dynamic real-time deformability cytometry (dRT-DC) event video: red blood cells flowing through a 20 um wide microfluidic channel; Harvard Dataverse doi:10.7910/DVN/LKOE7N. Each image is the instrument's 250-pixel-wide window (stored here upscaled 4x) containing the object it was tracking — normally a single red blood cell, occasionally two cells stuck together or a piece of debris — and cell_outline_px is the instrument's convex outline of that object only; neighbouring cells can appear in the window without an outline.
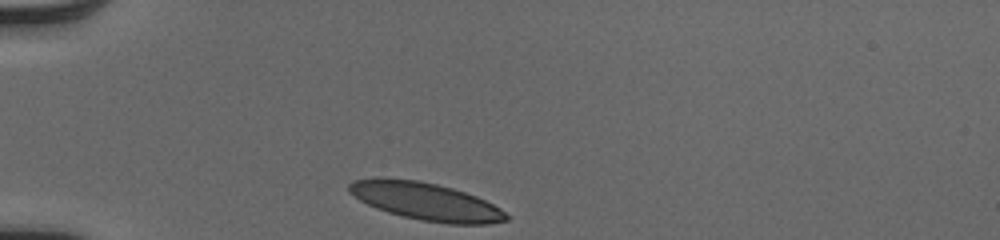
{"species": "human", "species_latin": "Homo sapiens", "temperature_condition": "cold", "stored_images_in_passage": 30, "camera_frame_rate_fps": 3000, "um_per_image_px": 0.085, "donor": {"sex": "male"}, "frame": {"image": 1, "passage_image": 1, "time_ms": 0.0, "image_size_px": [1000, 240], "cell_outline_px": [[508, 220], [488, 224], [448, 224], [420, 220], [388, 212], [376, 208], [360, 200], [348, 192], [348, 184], [352, 180], [380, 176], [416, 180], [436, 184], [452, 188], [476, 196], [500, 208], [508, 216]], "centroid_in_image_um": [36.14, 17.1], "position_along_channel_um": 48.9, "area_um2": 34.51}}
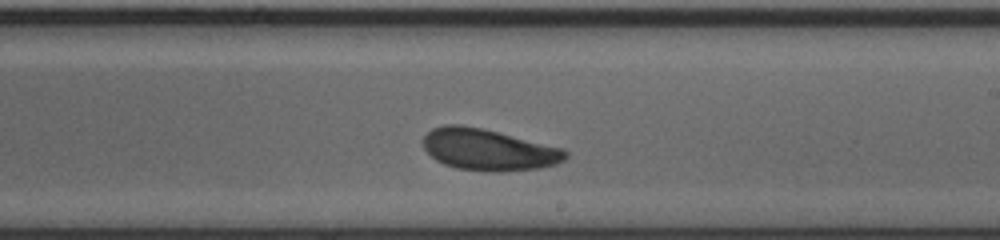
{"frame": {"image": 2, "passage_image": 18, "time_ms": 5.667, "image_size_px": [1000, 240], "cell_outline_px": [[568, 156], [564, 160], [556, 164], [540, 168], [504, 172], [484, 172], [456, 168], [444, 164], [436, 160], [424, 148], [424, 136], [432, 128], [444, 124], [460, 124], [484, 128], [564, 148], [568, 152]], "centroid_in_image_um": [41.54, 12.72], "position_along_channel_um": 247.5, "area_um2": 34.85}}
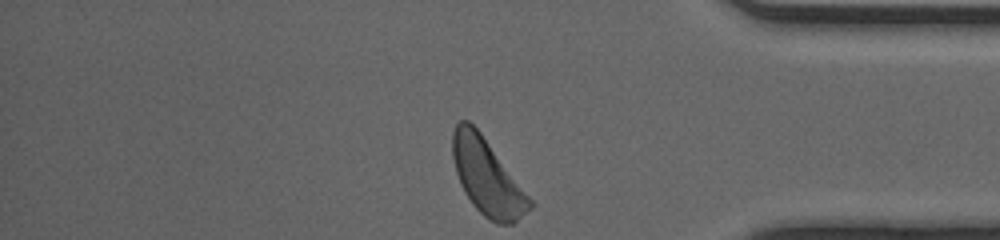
{"frame": {"image": 3, "passage_image": 30, "time_ms": 9.667, "image_size_px": [1000, 240], "cell_outline_px": [[532, 208], [512, 224], [496, 224], [488, 220], [472, 204], [464, 192], [460, 184], [456, 172], [452, 156], [452, 132], [456, 124], [460, 120], [468, 120], [480, 132], [532, 200]], "centroid_in_image_um": [41.38, 15.06], "position_along_channel_um": 393.8, "area_um2": 33.76}}